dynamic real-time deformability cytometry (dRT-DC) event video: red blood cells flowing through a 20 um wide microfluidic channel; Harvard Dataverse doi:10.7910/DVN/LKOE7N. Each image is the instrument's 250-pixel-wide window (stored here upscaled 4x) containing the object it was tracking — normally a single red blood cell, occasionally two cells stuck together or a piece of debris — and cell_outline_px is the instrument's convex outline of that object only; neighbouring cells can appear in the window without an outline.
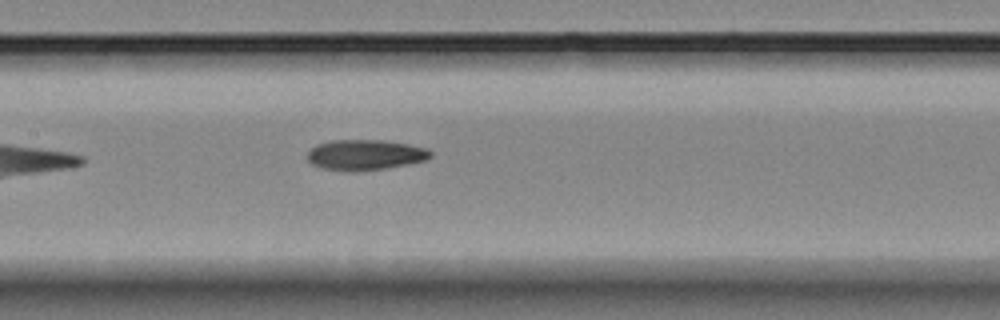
{"species": "Egyptian fruit bat (a non-hibernating species)", "species_latin": "Rousettus aegyptiacus", "temperature_condition": "room temperature", "stored_images_in_passage": 6, "camera_frame_rate_fps": 3000, "um_per_image_px": 0.085, "animal": {"sex": "female"}, "frame": {"image": 1, "passage_image": 6, "time_ms": 7.0, "image_size_px": [1000, 320], "cell_outline_px": [[432, 156], [428, 160], [408, 164], [384, 168], [356, 172], [348, 172], [320, 168], [312, 164], [308, 160], [308, 152], [316, 144], [332, 140], [380, 140], [408, 144], [428, 148], [432, 152]], "centroid_in_image_um": [31.04, 13.17], "position_along_channel_um": 176.4, "area_um2": 22.08}}